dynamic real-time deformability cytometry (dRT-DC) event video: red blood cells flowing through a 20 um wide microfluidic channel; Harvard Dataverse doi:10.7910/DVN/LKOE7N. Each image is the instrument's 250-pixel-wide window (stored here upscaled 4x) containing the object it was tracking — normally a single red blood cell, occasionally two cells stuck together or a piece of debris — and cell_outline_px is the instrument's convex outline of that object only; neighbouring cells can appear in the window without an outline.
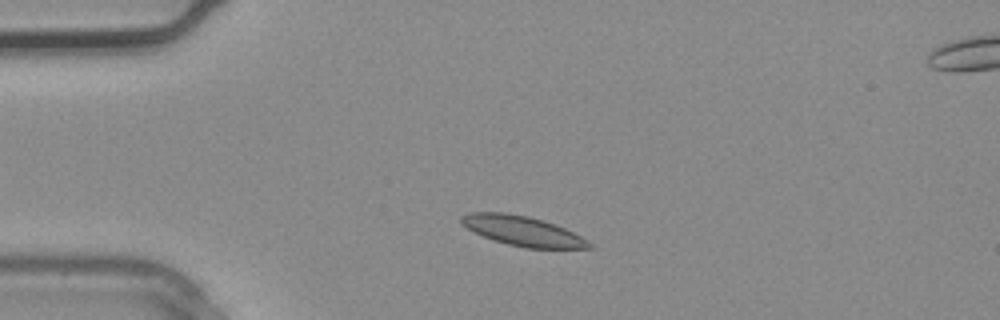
{"species": "common noctule bat (a hibernating species)", "species_latin": "Nyctalus noctula", "temperature_condition": "warm", "stored_images_in_passage": 3, "camera_frame_rate_fps": 3000, "um_per_image_px": 0.085, "animal": {"sex": "male", "body_mass_g": 20.4}, "frame": {"image": 1, "passage_image": 2, "time_ms": 0.333, "image_size_px": [1000, 320], "cell_outline_px": [[592, 248], [528, 248], [508, 244], [484, 236], [468, 228], [460, 220], [460, 216], [468, 212], [504, 212], [528, 216], [564, 228], [588, 240], [592, 244]], "centroid_in_image_um": [44.42, 19.62], "position_along_channel_um": 40.6, "area_um2": 21.68}}